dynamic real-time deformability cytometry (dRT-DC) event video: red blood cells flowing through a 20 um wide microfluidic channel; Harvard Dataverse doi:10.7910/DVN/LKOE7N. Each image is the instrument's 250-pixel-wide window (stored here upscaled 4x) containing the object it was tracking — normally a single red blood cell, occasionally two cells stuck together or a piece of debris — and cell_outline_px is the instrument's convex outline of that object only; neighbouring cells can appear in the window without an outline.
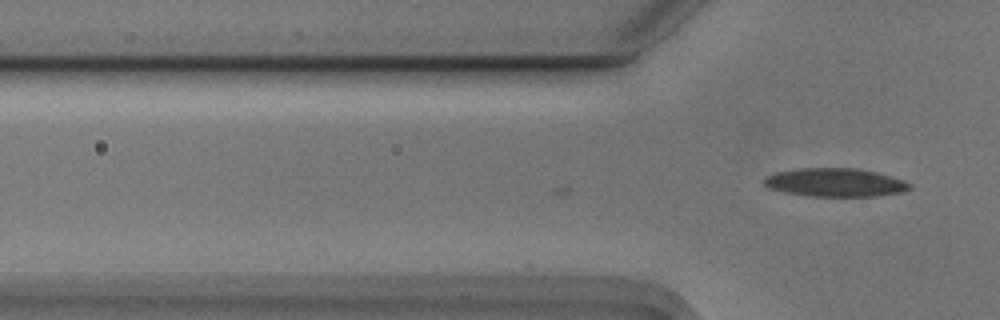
{"species": "Egyptian fruit bat (a non-hibernating species)", "species_latin": "Rousettus aegyptiacus", "temperature_condition": "cold", "stored_images_in_passage": 2, "camera_frame_rate_fps": 3000, "um_per_image_px": 0.085, "animal": {"sex": "male"}, "frame": {"image": 1, "passage_image": 2, "time_ms": 0.333, "image_size_px": [1000, 320], "cell_outline_px": [[912, 188], [900, 192], [876, 196], [808, 196], [784, 192], [768, 188], [764, 184], [764, 176], [776, 172], [800, 168], [860, 168], [892, 176], [912, 184]], "centroid_in_image_um": [70.98, 15.5], "position_along_channel_um": 54.8, "area_um2": 24.22}}